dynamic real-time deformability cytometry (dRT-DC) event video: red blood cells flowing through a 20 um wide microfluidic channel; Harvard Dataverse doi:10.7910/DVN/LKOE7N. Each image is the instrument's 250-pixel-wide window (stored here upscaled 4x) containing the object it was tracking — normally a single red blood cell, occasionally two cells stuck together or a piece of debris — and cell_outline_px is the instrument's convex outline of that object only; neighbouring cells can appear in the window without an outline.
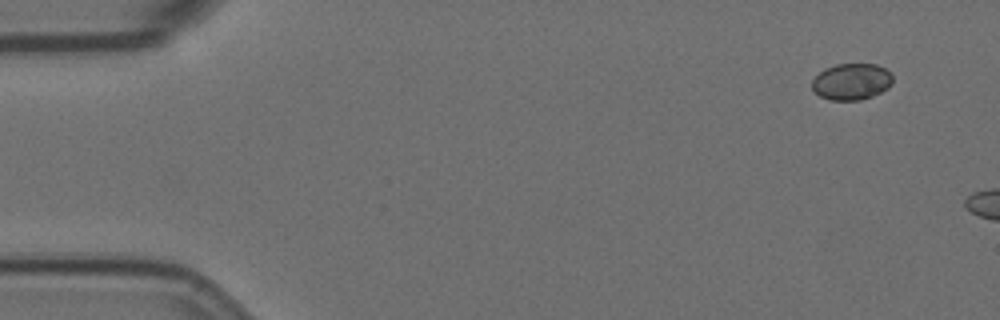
{"species": "Egyptian fruit bat (a non-hibernating species)", "species_latin": "Rousettus aegyptiacus", "temperature_condition": "room temperature", "stored_images_in_passage": 11, "camera_frame_rate_fps": 3000, "um_per_image_px": 0.085, "animal": {"sex": "female"}, "frame": {"image": 1, "passage_image": 1, "time_ms": 0.0, "image_size_px": [1000, 320], "cell_outline_px": [[892, 84], [888, 88], [872, 96], [860, 100], [828, 100], [812, 92], [812, 80], [824, 68], [836, 64], [876, 64], [884, 68], [892, 76]], "centroid_in_image_um": [72.35, 6.94], "position_along_channel_um": 12.7, "area_um2": 17.22}}